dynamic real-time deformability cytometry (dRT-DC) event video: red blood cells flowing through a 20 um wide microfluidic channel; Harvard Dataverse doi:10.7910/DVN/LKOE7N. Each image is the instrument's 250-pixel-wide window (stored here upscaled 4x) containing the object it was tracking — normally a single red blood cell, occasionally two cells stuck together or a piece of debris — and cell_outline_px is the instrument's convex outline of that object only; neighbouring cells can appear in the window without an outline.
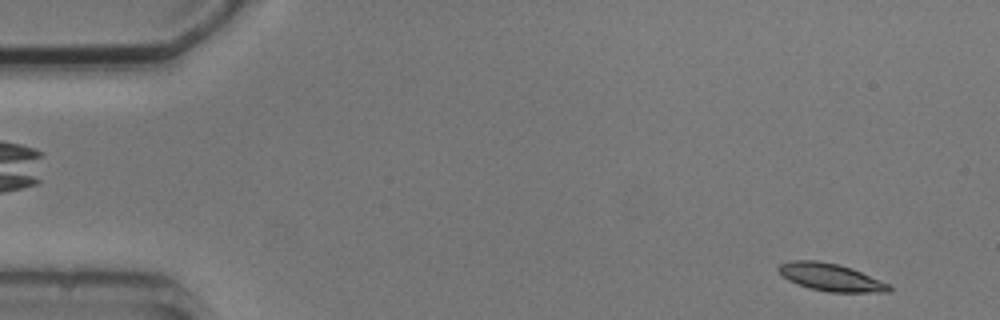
{"species": "common noctule bat (a hibernating species)", "species_latin": "Nyctalus noctula", "temperature_condition": "cold", "stored_images_in_passage": 4, "camera_frame_rate_fps": 3000, "um_per_image_px": 0.085, "animal": {"sex": "male", "body_mass_g": 20.5, "forearm_length_mm": 52.5}, "frame": {"image": 1, "passage_image": 4, "time_ms": 3.667, "image_size_px": [1000, 320], "cell_outline_px": [[892, 288], [888, 292], [828, 292], [808, 288], [796, 284], [788, 280], [776, 268], [780, 264], [792, 260], [816, 260], [840, 264], [852, 268], [888, 284]], "centroid_in_image_um": [70.57, 23.56], "position_along_channel_um": 14.4, "area_um2": 17.69}}